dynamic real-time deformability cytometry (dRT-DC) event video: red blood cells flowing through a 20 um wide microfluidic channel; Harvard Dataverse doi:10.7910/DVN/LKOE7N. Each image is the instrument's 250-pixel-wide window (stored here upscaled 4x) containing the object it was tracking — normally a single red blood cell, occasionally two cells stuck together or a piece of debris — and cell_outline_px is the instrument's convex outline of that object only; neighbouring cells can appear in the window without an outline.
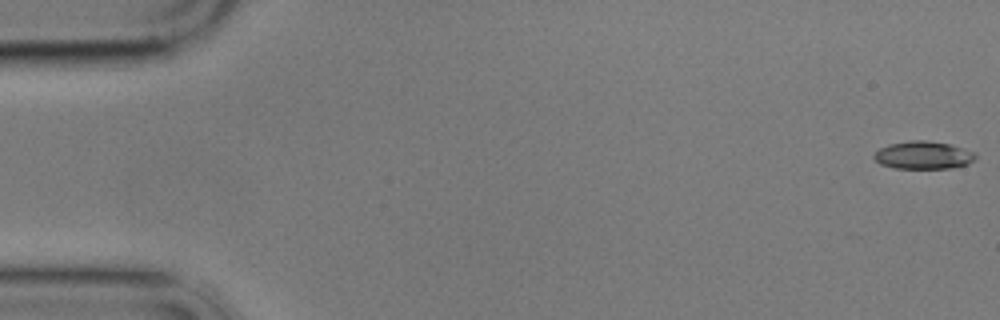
{"species": "common noctule bat (a hibernating species)", "species_latin": "Nyctalus noctula", "temperature_condition": "cold", "stored_images_in_passage": 21, "camera_frame_rate_fps": 3000, "um_per_image_px": 0.085, "animal": {"sex": "male", "body_mass_g": 17.9}, "frame": {"image": 1, "passage_image": 1, "time_ms": 0.0, "image_size_px": [1000, 320], "cell_outline_px": [[976, 156], [968, 164], [952, 168], [896, 168], [880, 164], [872, 156], [880, 148], [888, 144], [908, 140], [924, 140], [952, 144], [976, 152]], "centroid_in_image_um": [78.49, 13.18], "position_along_channel_um": 6.5, "area_um2": 16.53}}
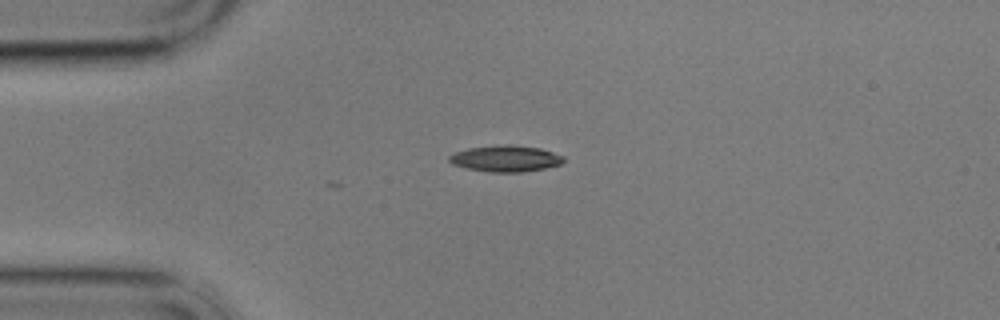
{"frame": {"image": 2, "passage_image": 14, "time_ms": 4.333, "image_size_px": [1000, 320], "cell_outline_px": [[564, 160], [560, 164], [544, 168], [524, 172], [488, 172], [468, 168], [452, 164], [448, 160], [448, 156], [452, 152], [468, 148], [496, 144], [508, 144], [540, 148], [564, 156]], "centroid_in_image_um": [42.93, 13.46], "position_along_channel_um": 42.1, "area_um2": 17.69}}
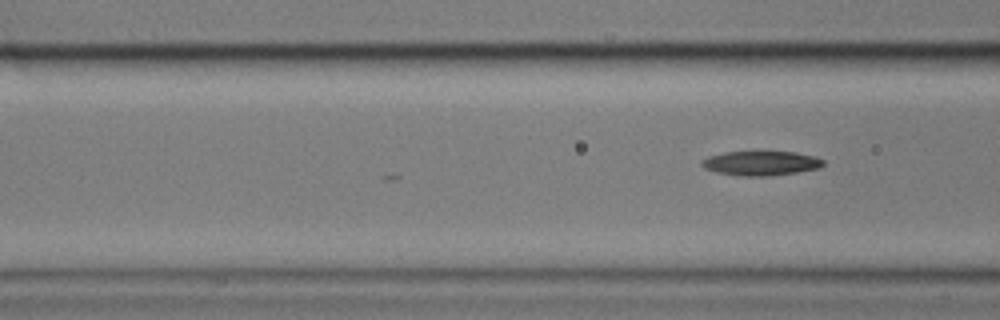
{"frame": {"image": 3, "passage_image": 21, "time_ms": 6.667, "image_size_px": [1000, 320], "cell_outline_px": [[824, 164], [820, 168], [772, 176], [740, 176], [716, 172], [704, 168], [700, 164], [700, 160], [708, 156], [724, 152], [796, 152], [812, 156], [824, 160]], "centroid_in_image_um": [64.64, 13.88], "position_along_channel_um": 102.0, "area_um2": 17.34}}